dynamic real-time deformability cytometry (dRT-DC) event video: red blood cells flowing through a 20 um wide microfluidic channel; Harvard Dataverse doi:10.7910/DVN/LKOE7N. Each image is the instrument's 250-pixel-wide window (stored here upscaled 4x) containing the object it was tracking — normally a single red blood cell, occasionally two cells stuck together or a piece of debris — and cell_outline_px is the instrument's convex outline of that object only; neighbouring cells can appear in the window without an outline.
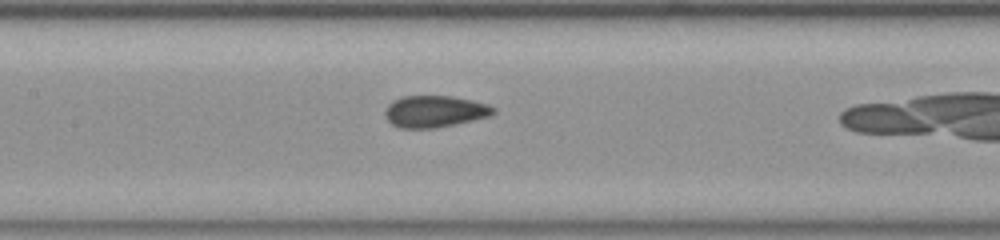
{"species": "common noctule bat (a hibernating species)", "species_latin": "Nyctalus noctula", "temperature_condition": "room temperature", "stored_images_in_passage": 23, "camera_frame_rate_fps": 3000, "um_per_image_px": 0.085, "animal": {"sex": "female", "body_mass_g": 23.0, "forearm_length_mm": 53.4}, "frame": {"image": 1, "passage_image": 6, "time_ms": 1.667, "image_size_px": [1000, 240], "cell_outline_px": [[496, 112], [492, 116], [456, 124], [436, 128], [400, 128], [392, 124], [384, 116], [384, 112], [388, 104], [404, 96], [452, 96], [472, 100], [488, 104], [496, 108]], "centroid_in_image_um": [36.99, 9.48], "position_along_channel_um": 170.4, "area_um2": 20.17}}
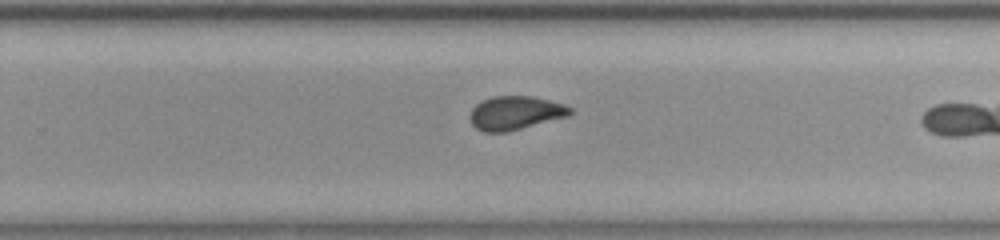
{"frame": {"image": 2, "passage_image": 15, "time_ms": 4.667, "image_size_px": [1000, 240], "cell_outline_px": [[572, 112], [568, 116], [508, 132], [484, 132], [476, 128], [472, 124], [472, 108], [476, 104], [492, 96], [532, 96], [564, 104], [572, 108]], "centroid_in_image_um": [43.83, 9.6], "position_along_channel_um": 286.0, "area_um2": 19.48}}
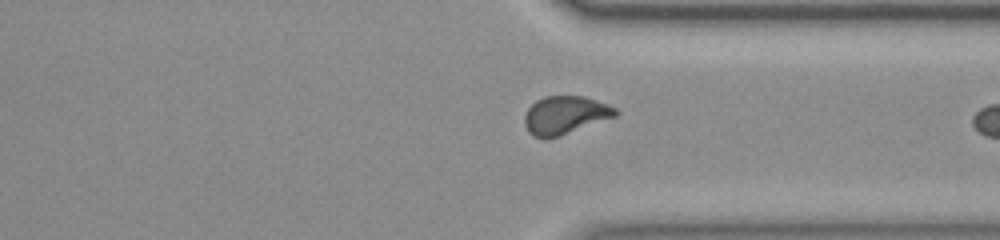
{"frame": {"image": 3, "passage_image": 21, "time_ms": 6.667, "image_size_px": [1000, 240], "cell_outline_px": [[620, 112], [616, 116], [556, 136], [532, 136], [528, 132], [524, 124], [524, 116], [528, 108], [536, 100], [544, 96], [584, 96], [608, 104], [616, 108]], "centroid_in_image_um": [48.03, 9.74], "position_along_channel_um": 363.4, "area_um2": 19.77}}